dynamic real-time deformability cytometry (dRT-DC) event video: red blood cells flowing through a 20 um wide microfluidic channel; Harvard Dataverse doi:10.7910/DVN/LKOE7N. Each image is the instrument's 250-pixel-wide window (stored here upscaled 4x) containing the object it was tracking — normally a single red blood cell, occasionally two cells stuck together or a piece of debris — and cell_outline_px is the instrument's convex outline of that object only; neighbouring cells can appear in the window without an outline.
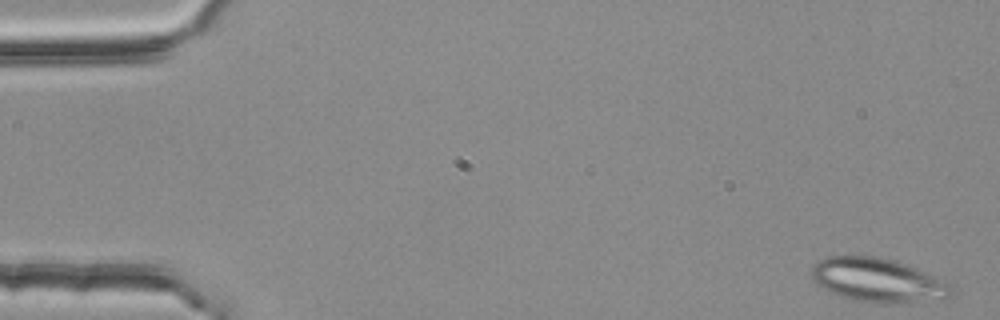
{"species": "common noctule bat (a hibernating species)", "species_latin": "Nyctalus noctula", "temperature_condition": "room temperature", "stored_images_in_passage": 51, "segment_of_instrument_passage": [1, 2], "camera_frame_rate_fps": 3000, "um_per_image_px": 0.085, "animal": {"sex": "female", "body_mass_g": 25.1}, "frame": {"image": 1, "passage_image": 1, "time_ms": 0.0, "image_size_px": [1000, 320], "cell_outline_px": [[956, 292], [952, 296], [944, 300], [896, 304], [876, 304], [852, 300], [840, 296], [824, 288], [812, 280], [812, 268], [820, 260], [828, 256], [876, 256], [892, 260], [916, 268], [948, 284]], "centroid_in_image_um": [74.65, 23.86], "position_along_channel_um": 10.3, "area_um2": 35.95}}